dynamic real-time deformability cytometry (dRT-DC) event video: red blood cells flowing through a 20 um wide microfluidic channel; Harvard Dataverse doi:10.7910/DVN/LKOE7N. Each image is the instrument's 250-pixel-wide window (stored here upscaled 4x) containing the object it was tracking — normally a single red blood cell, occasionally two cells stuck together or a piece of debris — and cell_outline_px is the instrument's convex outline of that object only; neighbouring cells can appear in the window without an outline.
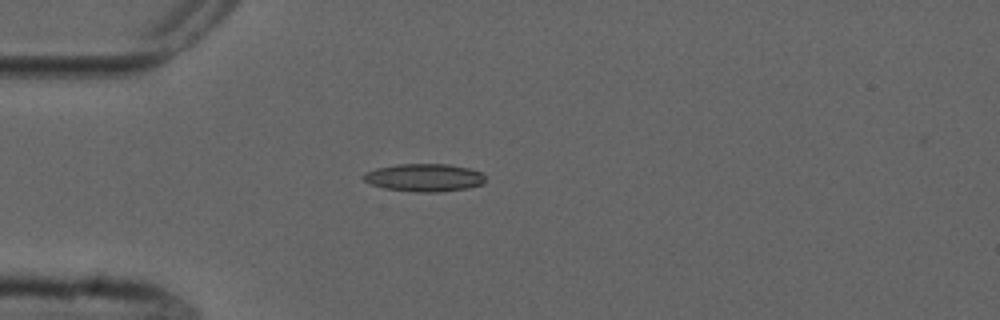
{"species": "common noctule bat (a hibernating species)", "species_latin": "Nyctalus noctula", "temperature_condition": "cold", "stored_images_in_passage": 2, "camera_frame_rate_fps": 3000, "um_per_image_px": 0.085, "animal": {"sex": "male", "forearm_length_mm": 52.5}, "frame": {"image": 1, "passage_image": 1, "time_ms": 0.0, "image_size_px": [1000, 320], "cell_outline_px": [[484, 184], [468, 188], [440, 192], [416, 192], [384, 188], [372, 184], [364, 180], [360, 176], [364, 172], [376, 168], [396, 164], [448, 164], [468, 168], [480, 172], [484, 176]], "centroid_in_image_um": [36.04, 15.09], "position_along_channel_um": 49.0, "area_um2": 19.83}}